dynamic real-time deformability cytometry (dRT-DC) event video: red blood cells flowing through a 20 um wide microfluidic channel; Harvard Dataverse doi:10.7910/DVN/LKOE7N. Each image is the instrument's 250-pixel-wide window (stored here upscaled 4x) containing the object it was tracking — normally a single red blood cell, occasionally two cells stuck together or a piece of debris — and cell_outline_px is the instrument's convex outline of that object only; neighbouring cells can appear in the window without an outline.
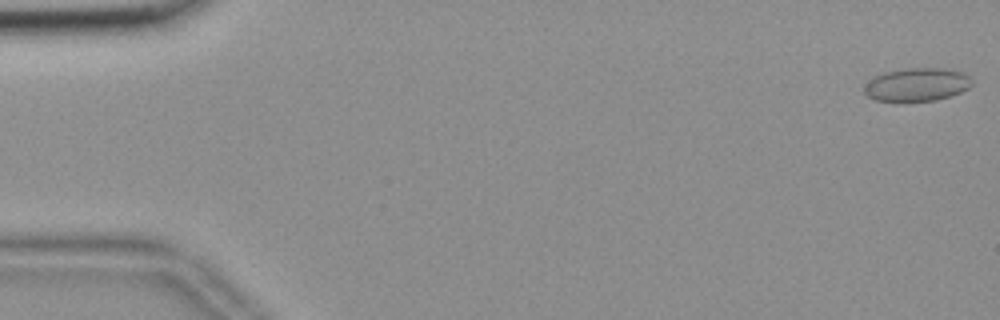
{"species": "common noctule bat (a hibernating species)", "species_latin": "Nyctalus noctula", "temperature_condition": "room temperature", "stored_images_in_passage": 55, "camera_frame_rate_fps": 3000, "um_per_image_px": 0.085, "animal": {"sex": "female", "body_mass_g": 18.4}, "frame": {"image": 1, "passage_image": 1, "time_ms": 0.0, "image_size_px": [1000, 320], "cell_outline_px": [[972, 84], [968, 88], [960, 92], [936, 100], [904, 104], [876, 100], [868, 96], [864, 92], [864, 88], [872, 76], [884, 72], [904, 68], [940, 68], [964, 72], [972, 80]], "centroid_in_image_um": [77.89, 7.22], "position_along_channel_um": 7.1, "area_um2": 21.44}}
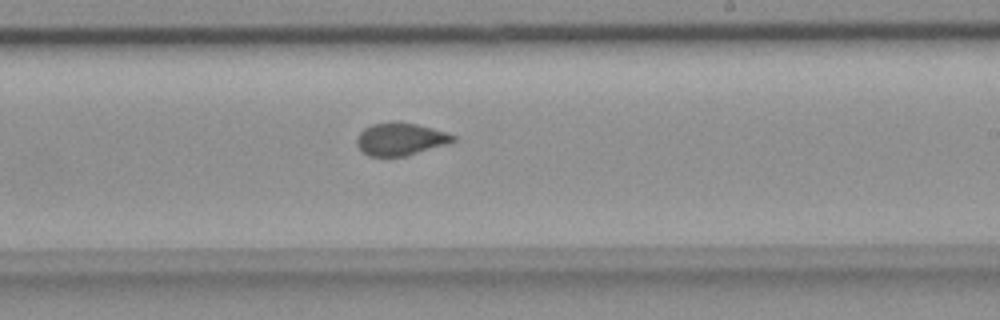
{"frame": {"image": 2, "passage_image": 33, "time_ms": 10.667, "image_size_px": [1000, 320], "cell_outline_px": [[456, 140], [452, 144], [404, 156], [368, 156], [356, 144], [356, 140], [360, 132], [364, 128], [372, 124], [392, 120], [396, 120], [416, 124], [432, 128], [456, 136]], "centroid_in_image_um": [34.06, 11.81], "position_along_channel_um": 254.9, "area_um2": 18.55}}
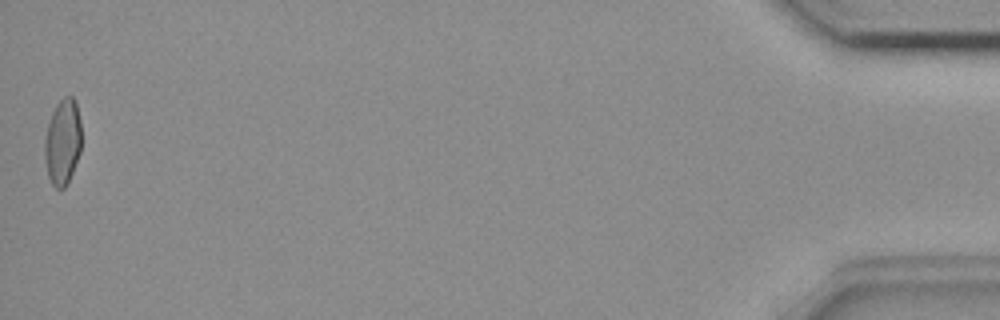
{"frame": {"image": 3, "passage_image": 55, "time_ms": 18.0, "image_size_px": [1000, 320], "cell_outline_px": [[80, 152], [72, 172], [64, 188], [56, 188], [52, 184], [48, 176], [44, 160], [44, 140], [48, 124], [52, 112], [56, 104], [64, 96], [72, 96], [76, 104], [80, 120]], "centroid_in_image_um": [5.3, 12.06], "position_along_channel_um": 429.9, "area_um2": 18.26}}